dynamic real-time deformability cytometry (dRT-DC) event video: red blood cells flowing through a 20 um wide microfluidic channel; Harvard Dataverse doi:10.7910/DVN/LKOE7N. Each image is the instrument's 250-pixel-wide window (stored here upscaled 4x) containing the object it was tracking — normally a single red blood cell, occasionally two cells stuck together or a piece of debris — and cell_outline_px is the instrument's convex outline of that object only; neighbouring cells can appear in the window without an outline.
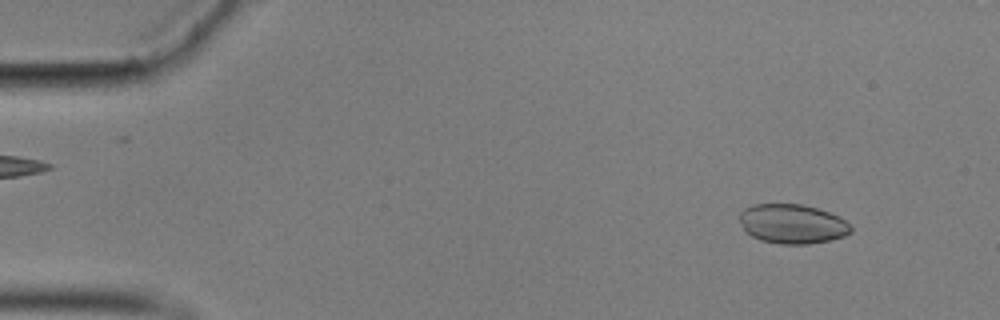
{"species": "common noctule bat (a hibernating species)", "species_latin": "Nyctalus noctula", "temperature_condition": "cold", "stored_images_in_passage": 56, "camera_frame_rate_fps": 3000, "um_per_image_px": 0.085, "animal": {"sex": "male", "body_mass_g": 17.9}, "frame": {"image": 1, "passage_image": 5, "time_ms": 1.333, "image_size_px": [1000, 320], "cell_outline_px": [[852, 232], [844, 236], [828, 240], [808, 244], [780, 244], [760, 240], [752, 236], [744, 228], [740, 220], [740, 212], [744, 208], [752, 204], [800, 204], [816, 208], [840, 216], [852, 224]], "centroid_in_image_um": [67.38, 19.02], "position_along_channel_um": 17.6, "area_um2": 25.61}}
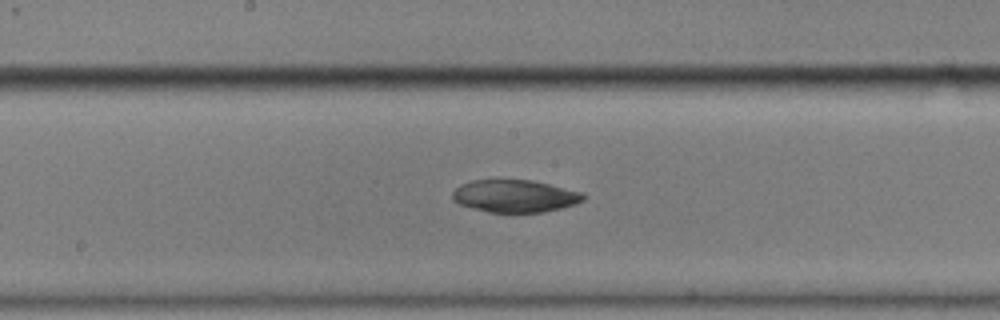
{"frame": {"image": 2, "passage_image": 29, "time_ms": 9.333, "image_size_px": [1000, 320], "cell_outline_px": [[584, 200], [576, 204], [544, 212], [488, 212], [472, 208], [460, 204], [452, 200], [452, 192], [460, 184], [472, 180], [532, 180], [584, 192]], "centroid_in_image_um": [43.76, 16.66], "position_along_channel_um": 204.4, "area_um2": 24.8}}
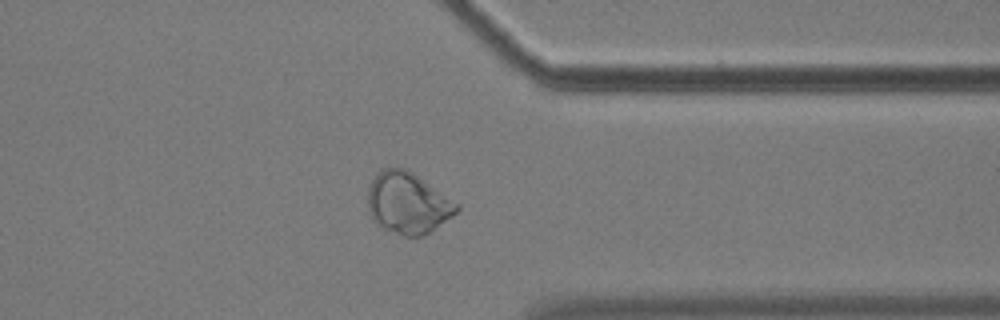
{"frame": {"image": 3, "passage_image": 44, "time_ms": 14.333, "image_size_px": [1000, 320], "cell_outline_px": [[460, 208], [452, 216], [424, 236], [404, 236], [384, 228], [372, 220], [368, 212], [368, 184], [384, 168], [404, 168], [412, 172], [460, 204]], "centroid_in_image_um": [34.66, 17.27], "position_along_channel_um": 376.7, "area_um2": 31.62}}